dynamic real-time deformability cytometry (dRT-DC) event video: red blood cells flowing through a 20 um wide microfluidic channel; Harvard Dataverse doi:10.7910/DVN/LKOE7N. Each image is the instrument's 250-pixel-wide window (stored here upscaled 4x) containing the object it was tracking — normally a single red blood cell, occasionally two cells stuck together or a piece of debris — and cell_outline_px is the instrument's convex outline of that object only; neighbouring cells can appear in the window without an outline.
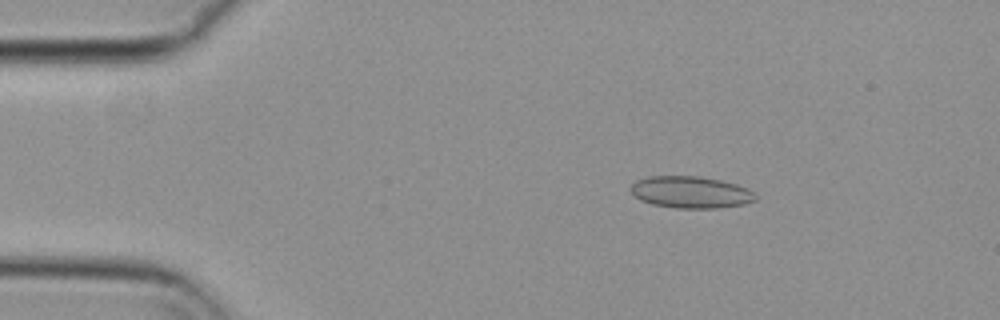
{"species": "common noctule bat (a hibernating species)", "species_latin": "Nyctalus noctula", "temperature_condition": "cold", "stored_images_in_passage": 49, "camera_frame_rate_fps": 3000, "um_per_image_px": 0.085, "animal": {"sex": "female", "body_mass_g": 29.2, "forearm_length_mm": 56.3}, "frame": {"image": 1, "passage_image": 2, "time_ms": 0.333, "image_size_px": [1000, 320], "cell_outline_px": [[756, 200], [744, 204], [716, 208], [676, 208], [652, 204], [640, 200], [628, 188], [636, 180], [648, 176], [700, 176], [720, 180], [736, 184], [748, 188], [756, 192]], "centroid_in_image_um": [58.72, 16.33], "position_along_channel_um": 26.3, "area_um2": 23.29}}
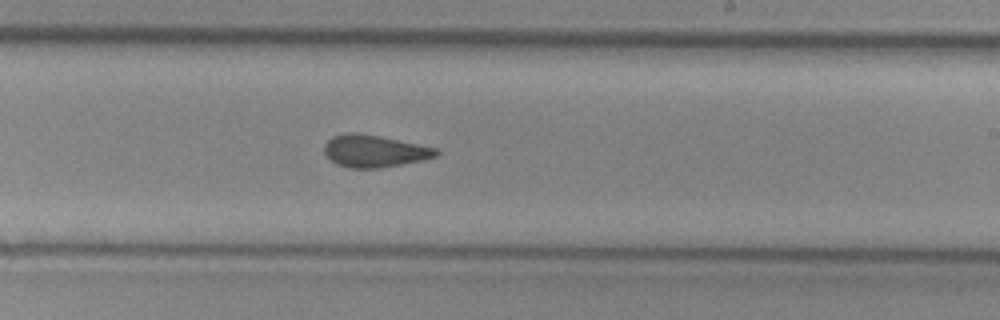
{"frame": {"image": 2, "passage_image": 26, "time_ms": 8.333, "image_size_px": [1000, 320], "cell_outline_px": [[440, 152], [436, 156], [424, 160], [380, 168], [348, 168], [336, 164], [324, 152], [324, 144], [332, 136], [344, 132], [356, 132], [380, 136], [436, 148]], "centroid_in_image_um": [31.8, 12.84], "position_along_channel_um": 257.2, "area_um2": 21.04}}
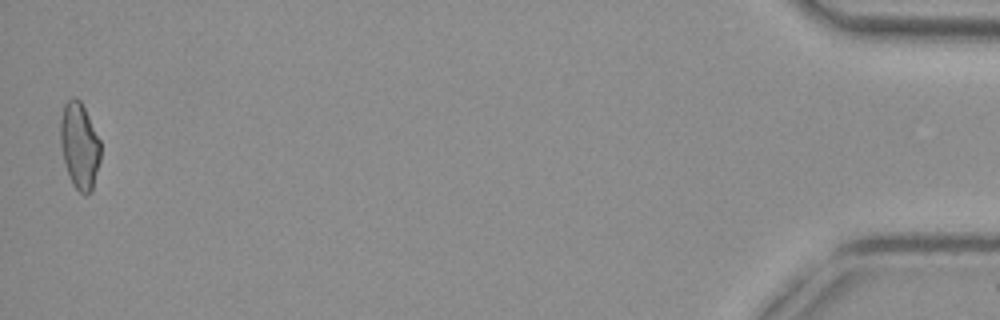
{"frame": {"image": 3, "passage_image": 48, "time_ms": 15.667, "image_size_px": [1000, 320], "cell_outline_px": [[100, 160], [92, 192], [88, 196], [84, 196], [72, 184], [64, 164], [60, 144], [60, 120], [64, 104], [72, 96], [76, 96], [80, 100], [100, 140]], "centroid_in_image_um": [6.75, 12.41], "position_along_channel_um": 428.5, "area_um2": 20.46}, "authors_computed_cell_mechanics": {"area_um2": 20.9236, "velocity_mm_per_s": 3.684, "shape_relaxation_time_tau1_ms": null, "shape_relaxation_time_tau2_ms": 2.8882, "deformation_change_tau1": null, "deformation_change_tau2": 0.0954}}